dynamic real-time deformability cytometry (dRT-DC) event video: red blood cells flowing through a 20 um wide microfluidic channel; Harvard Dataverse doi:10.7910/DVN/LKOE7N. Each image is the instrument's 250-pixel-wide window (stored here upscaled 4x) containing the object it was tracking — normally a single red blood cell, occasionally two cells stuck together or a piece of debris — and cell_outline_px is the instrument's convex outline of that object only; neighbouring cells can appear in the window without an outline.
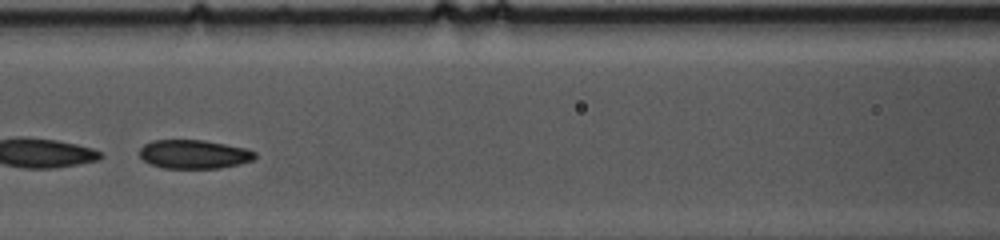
{"species": "common noctule bat (a hibernating species)", "species_latin": "Nyctalus noctula", "temperature_condition": "cold", "stored_images_in_passage": 36, "camera_frame_rate_fps": 3000, "um_per_image_px": 0.085, "animal": {"sex": "female", "body_mass_g": 10.0, "forearm_length_mm": 53.1}, "frame": {"image": 1, "passage_image": 16, "time_ms": 5.0, "image_size_px": [1000, 240], "cell_outline_px": [[256, 156], [252, 160], [240, 164], [220, 168], [164, 168], [148, 164], [140, 156], [140, 148], [144, 144], [152, 140], [204, 140], [244, 148], [256, 152]], "centroid_in_image_um": [16.46, 13.11], "position_along_channel_um": 150.1, "area_um2": 19.36}}
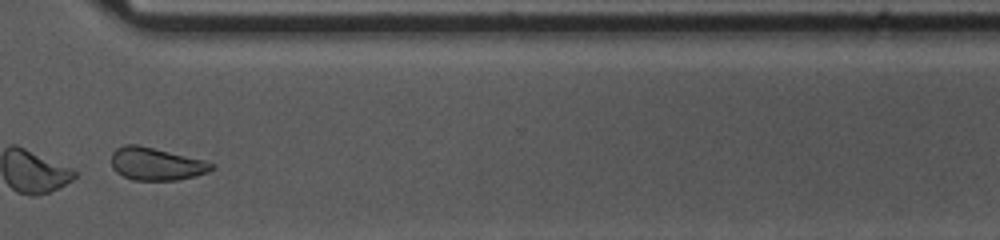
{"frame": {"image": 2, "passage_image": 33, "time_ms": 10.667, "image_size_px": [1000, 240], "cell_outline_px": [[212, 168], [208, 172], [176, 180], [132, 180], [116, 172], [112, 168], [112, 152], [116, 148], [124, 144], [136, 144], [204, 160], [212, 164]], "centroid_in_image_um": [13.21, 13.93], "position_along_channel_um": 357.4, "area_um2": 18.79}, "authors_computed_cell_mechanics": {"area_um2": 19.9121, "velocity_mm_per_s": 3.6629, "shape_relaxation_time_tau1_ms": 3.8549, "shape_relaxation_time_tau2_ms": 2.9591, "deformation_change_tau1": 0.101, "deformation_change_tau2": 0.0719}}